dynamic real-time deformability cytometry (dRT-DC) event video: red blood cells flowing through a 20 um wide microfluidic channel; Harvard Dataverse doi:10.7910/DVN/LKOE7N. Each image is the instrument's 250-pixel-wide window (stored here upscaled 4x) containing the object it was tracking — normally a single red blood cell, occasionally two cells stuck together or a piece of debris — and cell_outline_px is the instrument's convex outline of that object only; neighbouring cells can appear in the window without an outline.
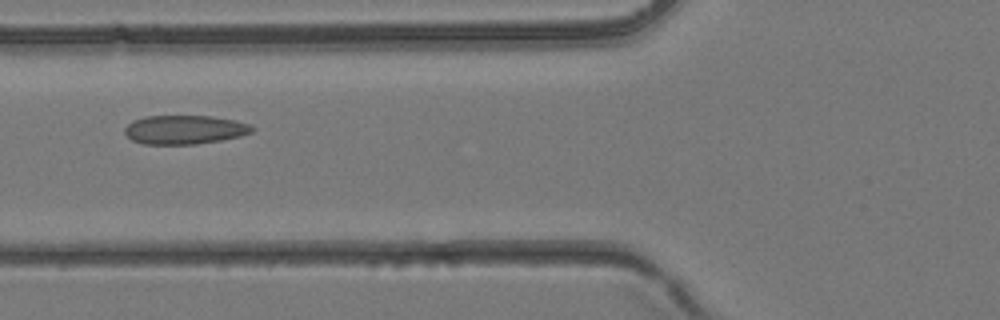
{"species": "common noctule bat (a hibernating species)", "species_latin": "Nyctalus noctula", "temperature_condition": "room temperature", "stored_images_in_passage": 37, "camera_frame_rate_fps": 3000, "um_per_image_px": 0.085, "animal": {"sex": "female", "body_mass_g": 24.6, "forearm_length_mm": 56.2}, "frame": {"image": 1, "passage_image": 13, "time_ms": 4.0, "image_size_px": [1000, 320], "cell_outline_px": [[256, 128], [252, 132], [240, 136], [220, 140], [196, 144], [144, 144], [132, 140], [124, 132], [124, 128], [132, 120], [144, 116], [212, 116], [232, 120], [248, 124]], "centroid_in_image_um": [15.66, 11.02], "position_along_channel_um": 110.1, "area_um2": 21.39}}
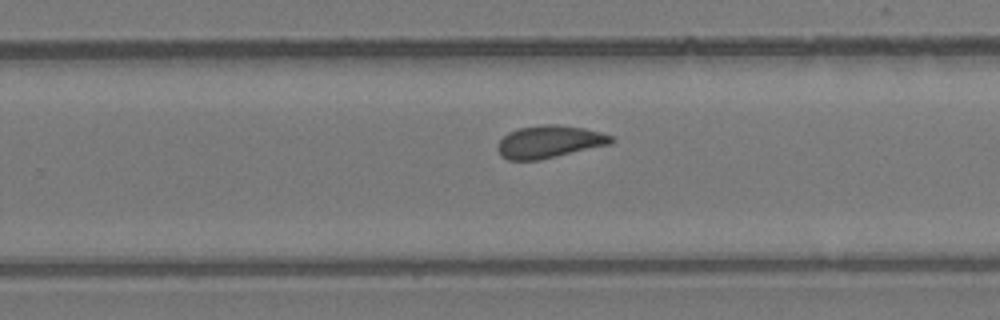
{"frame": {"image": 2, "passage_image": 23, "time_ms": 7.333, "image_size_px": [1000, 320], "cell_outline_px": [[612, 144], [540, 160], [508, 160], [500, 156], [496, 148], [500, 140], [508, 132], [520, 128], [544, 124], [556, 124], [584, 128], [600, 132], [612, 136]], "centroid_in_image_um": [46.67, 12.06], "position_along_channel_um": 283.1, "area_um2": 21.56}}
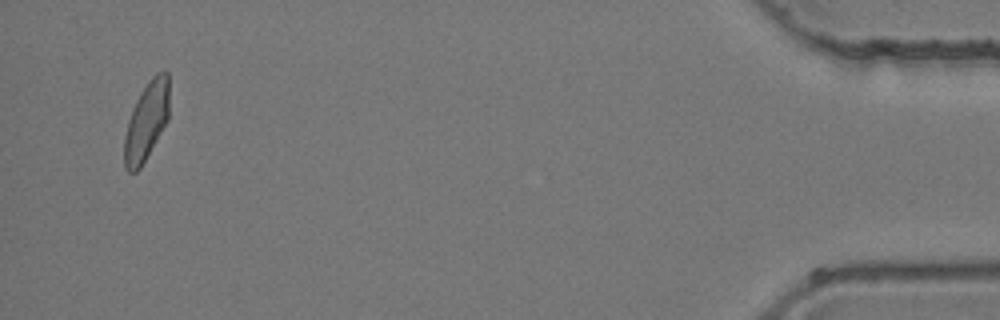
{"frame": {"image": 3, "passage_image": 36, "time_ms": 11.667, "image_size_px": [1000, 320], "cell_outline_px": [[168, 120], [140, 168], [136, 172], [128, 172], [124, 168], [124, 136], [128, 120], [132, 108], [140, 92], [152, 76], [156, 72], [168, 72]], "centroid_in_image_um": [12.42, 10.31], "position_along_channel_um": 422.8, "area_um2": 20.46}}